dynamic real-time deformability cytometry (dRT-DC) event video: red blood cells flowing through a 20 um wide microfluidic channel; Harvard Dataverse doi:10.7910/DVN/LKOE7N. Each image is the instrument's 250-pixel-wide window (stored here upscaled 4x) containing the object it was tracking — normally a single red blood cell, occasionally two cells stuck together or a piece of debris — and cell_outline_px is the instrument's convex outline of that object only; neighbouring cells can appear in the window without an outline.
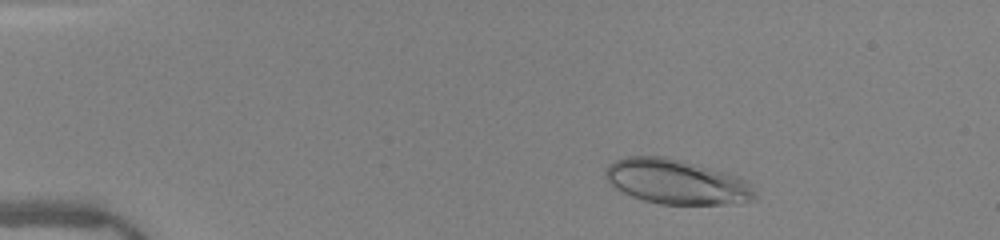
{"species": "human", "species_latin": "Homo sapiens", "temperature_condition": "warm", "stored_images_in_passage": 41, "camera_frame_rate_fps": 3000, "um_per_image_px": 0.085, "donor": {"sex": "female"}, "frame": {"image": 1, "passage_image": 5, "time_ms": 1.333, "image_size_px": [1000, 240], "cell_outline_px": [[756, 200], [724, 204], [660, 204], [644, 200], [632, 196], [616, 188], [604, 176], [604, 172], [608, 164], [616, 160], [628, 156], [668, 156], [684, 160], [724, 172], [736, 176], [752, 184], [756, 196]], "centroid_in_image_um": [57.5, 15.44], "position_along_channel_um": 27.5, "area_um2": 38.9}}
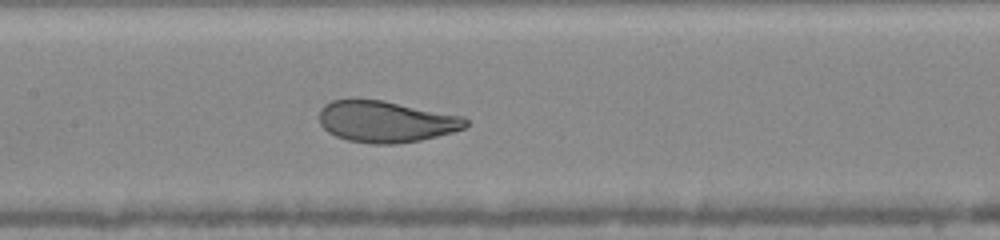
{"frame": {"image": 2, "passage_image": 22, "time_ms": 7.0, "image_size_px": [1000, 240], "cell_outline_px": [[468, 124], [464, 128], [452, 132], [420, 140], [396, 144], [372, 144], [348, 140], [336, 136], [328, 132], [320, 124], [320, 108], [324, 104], [332, 100], [352, 96], [384, 100], [464, 116], [468, 120]], "centroid_in_image_um": [32.76, 10.29], "position_along_channel_um": 174.6, "area_um2": 36.07}}
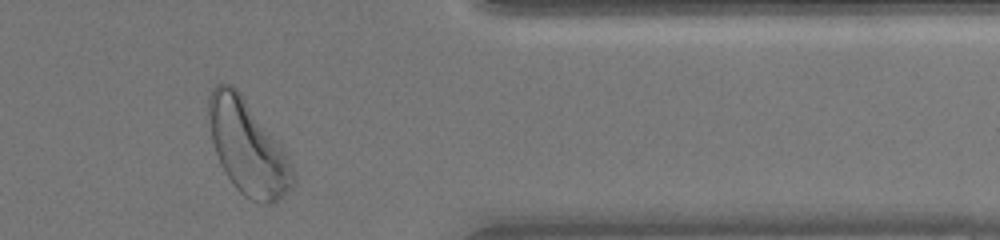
{"frame": {"image": 3, "passage_image": 39, "time_ms": 12.667, "image_size_px": [1000, 240], "cell_outline_px": [[296, 184], [292, 188], [272, 204], [264, 204], [252, 200], [244, 196], [236, 188], [220, 164], [212, 140], [208, 116], [208, 96], [212, 88], [220, 80], [236, 88], [240, 92], [284, 148], [288, 156], [296, 180]], "centroid_in_image_um": [21.06, 12.51], "position_along_channel_um": 390.3, "area_um2": 46.3}, "authors_computed_cell_mechanics": {"area_um2": 37.57, "velocity_mm_per_s": 4.0239, "shape_relaxation_time_tau1_ms": 3.0336, "shape_relaxation_time_tau2_ms": null, "deformation_change_tau1": 0.1451, "deformation_change_tau2": null}}